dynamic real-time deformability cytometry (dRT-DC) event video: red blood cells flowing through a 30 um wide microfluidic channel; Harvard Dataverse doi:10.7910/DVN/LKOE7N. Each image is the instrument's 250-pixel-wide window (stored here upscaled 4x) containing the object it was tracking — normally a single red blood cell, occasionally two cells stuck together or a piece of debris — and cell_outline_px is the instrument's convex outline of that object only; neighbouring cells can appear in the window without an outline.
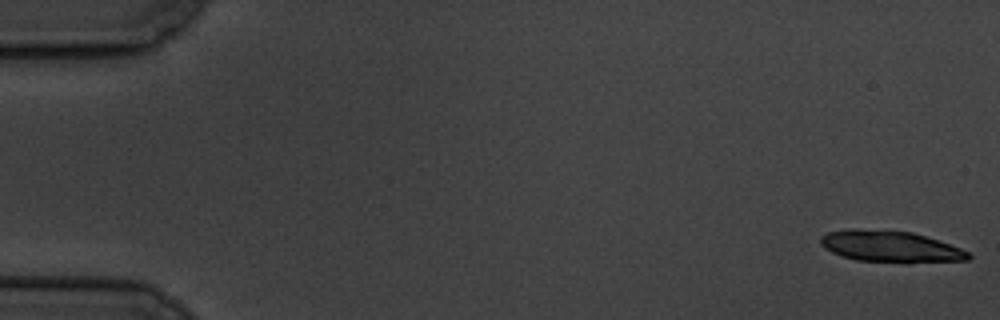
{"species": "common noctule bat (a hibernating species)", "species_latin": "Nyctalus noctula", "temperature_condition": "cold", "stored_images_in_passage": 57, "segment_of_instrument_passage": [1, 2], "camera_frame_rate_fps": 3000, "um_per_image_px": 0.085, "animal": {"sex": "male", "body_mass_g": 19.5, "forearm_length_mm": 54.6}, "frame": {"image": 1, "passage_image": 1, "time_ms": 0.0, "image_size_px": [1000, 320], "cell_outline_px": [[972, 256], [968, 260], [904, 264], [856, 260], [832, 252], [820, 244], [820, 236], [828, 232], [848, 228], [856, 228], [912, 232], [960, 248], [968, 252]], "centroid_in_image_um": [75.67, 20.97], "position_along_channel_um": 9.3, "area_um2": 27.34}}
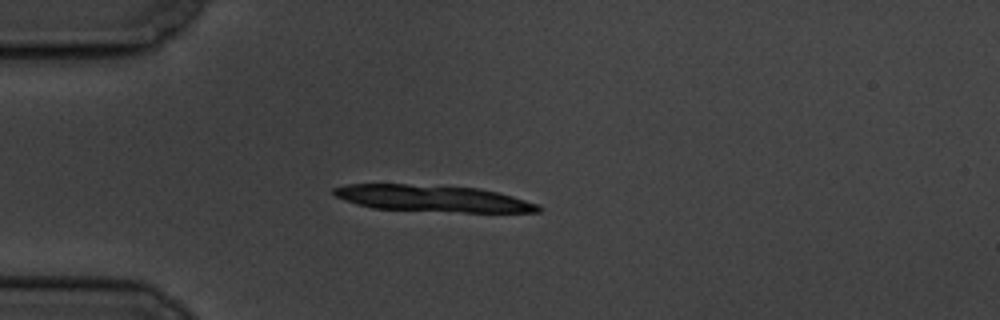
{"frame": {"image": 2, "passage_image": 15, "time_ms": 4.667, "image_size_px": [1000, 320], "cell_outline_px": [[544, 208], [540, 212], [464, 212], [372, 208], [356, 204], [344, 200], [336, 196], [332, 192], [332, 188], [348, 184], [408, 184], [480, 188], [512, 196], [536, 204]], "centroid_in_image_um": [36.75, 16.86], "position_along_channel_um": 48.2, "area_um2": 31.44}}